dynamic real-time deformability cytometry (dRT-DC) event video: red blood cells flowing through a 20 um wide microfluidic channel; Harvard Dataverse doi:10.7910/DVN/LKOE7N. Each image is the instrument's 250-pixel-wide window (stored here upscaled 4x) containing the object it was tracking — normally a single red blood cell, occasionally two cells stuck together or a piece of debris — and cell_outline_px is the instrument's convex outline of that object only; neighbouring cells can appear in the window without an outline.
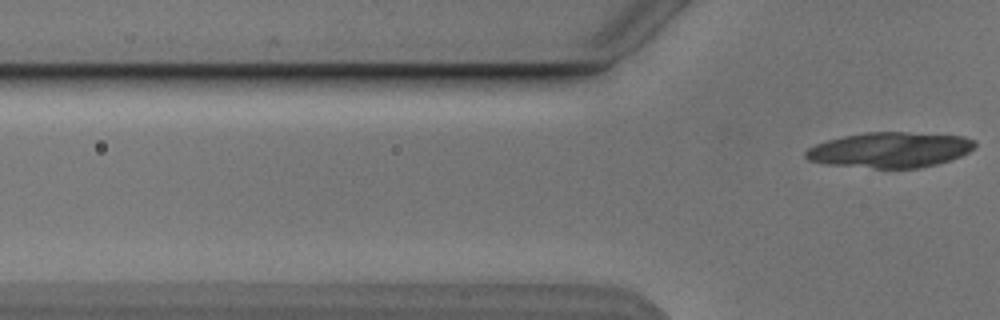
{"species": "Egyptian fruit bat (a non-hibernating species)", "species_latin": "Rousettus aegyptiacus", "temperature_condition": "cold", "stored_images_in_passage": 6, "camera_frame_rate_fps": 3000, "um_per_image_px": 0.085, "animal": {"sex": "male"}, "frame": {"image": 1, "passage_image": 6, "time_ms": 7.0, "image_size_px": [1000, 320], "cell_outline_px": [[976, 148], [960, 156], [936, 164], [916, 168], [876, 168], [828, 164], [808, 160], [804, 156], [804, 152], [808, 148], [816, 144], [828, 140], [844, 136], [864, 132], [904, 132], [964, 136], [976, 140]], "centroid_in_image_um": [75.67, 12.73], "position_along_channel_um": 50.1, "area_um2": 34.8}}